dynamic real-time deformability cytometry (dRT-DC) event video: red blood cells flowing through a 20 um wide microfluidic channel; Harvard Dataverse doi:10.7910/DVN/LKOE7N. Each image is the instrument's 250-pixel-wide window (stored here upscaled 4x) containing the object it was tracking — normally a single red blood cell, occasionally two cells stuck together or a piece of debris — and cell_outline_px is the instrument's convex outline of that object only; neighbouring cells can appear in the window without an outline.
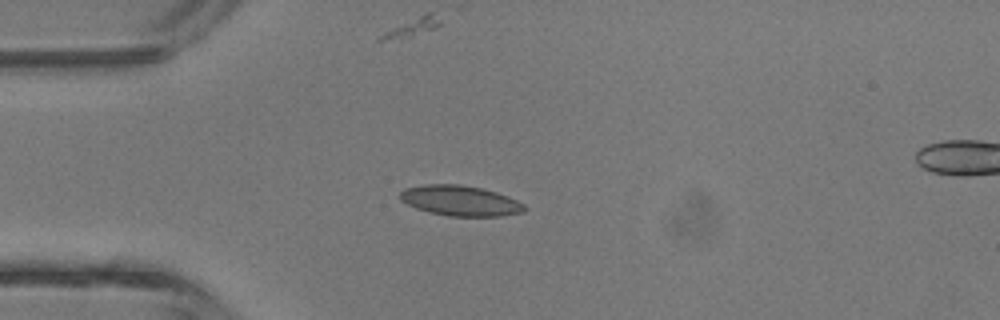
{"species": "common noctule bat (a hibernating species)", "species_latin": "Nyctalus noctula", "temperature_condition": "room temperature", "stored_images_in_passage": 2, "camera_frame_rate_fps": 3000, "um_per_image_px": 0.085, "animal": {"sex": "male", "body_mass_g": 13.3}, "frame": {"image": 1, "passage_image": 1, "time_ms": 0.0, "image_size_px": [1000, 320], "cell_outline_px": [[528, 208], [524, 212], [500, 216], [448, 216], [428, 212], [416, 208], [400, 200], [400, 192], [404, 188], [424, 184], [460, 184], [480, 188], [496, 192], [508, 196], [524, 204]], "centroid_in_image_um": [39.12, 17.06], "position_along_channel_um": 45.9, "area_um2": 22.08}}